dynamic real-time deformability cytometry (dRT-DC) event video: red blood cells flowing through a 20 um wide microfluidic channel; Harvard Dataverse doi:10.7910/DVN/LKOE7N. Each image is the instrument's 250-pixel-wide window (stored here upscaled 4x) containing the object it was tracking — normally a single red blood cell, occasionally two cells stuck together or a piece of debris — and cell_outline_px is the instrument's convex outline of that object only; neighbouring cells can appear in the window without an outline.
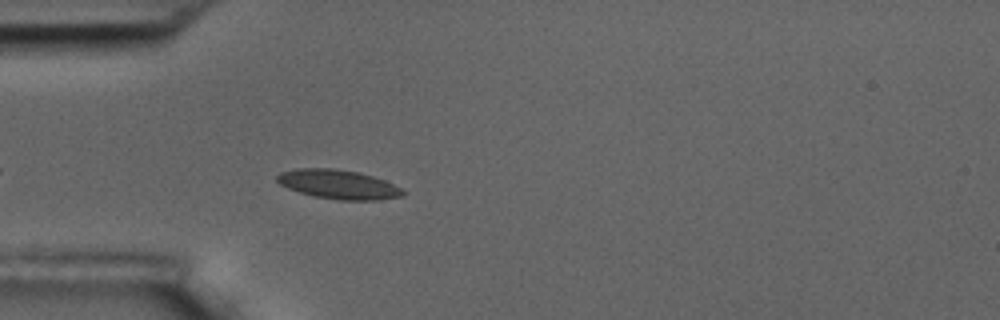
{"species": "common noctule bat (a hibernating species)", "species_latin": "Nyctalus noctula", "temperature_condition": "room temperature", "stored_images_in_passage": 34, "camera_frame_rate_fps": 3000, "um_per_image_px": 0.085, "animal": {"sex": "male", "body_mass_g": 17.5, "forearm_length_mm": 52.3}, "frame": {"image": 1, "passage_image": 5, "time_ms": 1.333, "image_size_px": [1000, 320], "cell_outline_px": [[408, 192], [404, 196], [376, 200], [340, 200], [312, 196], [288, 188], [280, 184], [276, 180], [276, 176], [280, 172], [296, 168], [332, 168], [356, 172], [372, 176], [384, 180]], "centroid_in_image_um": [28.75, 15.67], "position_along_channel_um": 56.3, "area_um2": 21.39}}
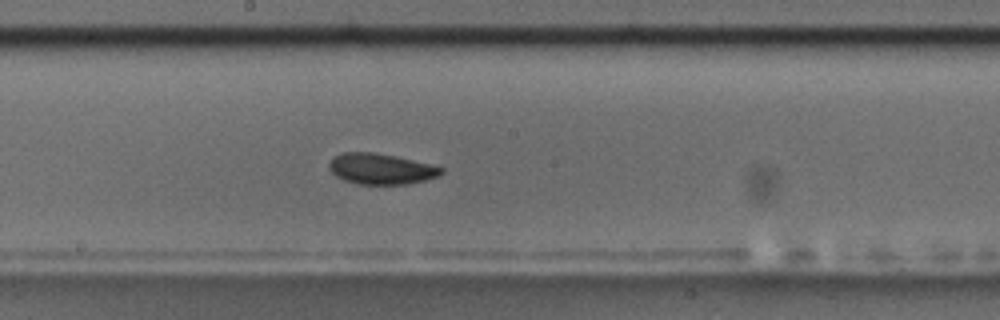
{"frame": {"image": 2, "passage_image": 19, "time_ms": 6.0, "image_size_px": [1000, 320], "cell_outline_px": [[444, 172], [440, 176], [408, 184], [356, 184], [344, 180], [336, 176], [328, 168], [328, 164], [332, 156], [340, 152], [372, 152], [396, 156], [444, 168]], "centroid_in_image_um": [32.34, 14.35], "position_along_channel_um": 215.9, "area_um2": 20.23}}
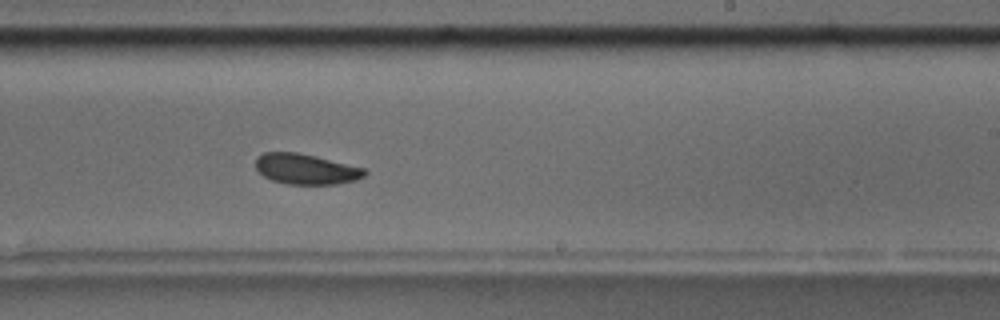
{"frame": {"image": 3, "passage_image": 23, "time_ms": 7.333, "image_size_px": [1000, 320], "cell_outline_px": [[368, 172], [364, 176], [356, 180], [336, 184], [288, 184], [272, 180], [264, 176], [256, 168], [256, 156], [264, 152], [296, 152], [316, 156], [364, 168]], "centroid_in_image_um": [26.0, 14.36], "position_along_channel_um": 263.0, "area_um2": 19.31}, "authors_computed_cell_mechanics": {"area_um2": 19.9988, "velocity_mm_per_s": 3.5423, "shape_relaxation_time_tau1_ms": 4.5029, "shape_relaxation_time_tau2_ms": null, "deformation_change_tau1": 0.0832, "deformation_change_tau2": null}}